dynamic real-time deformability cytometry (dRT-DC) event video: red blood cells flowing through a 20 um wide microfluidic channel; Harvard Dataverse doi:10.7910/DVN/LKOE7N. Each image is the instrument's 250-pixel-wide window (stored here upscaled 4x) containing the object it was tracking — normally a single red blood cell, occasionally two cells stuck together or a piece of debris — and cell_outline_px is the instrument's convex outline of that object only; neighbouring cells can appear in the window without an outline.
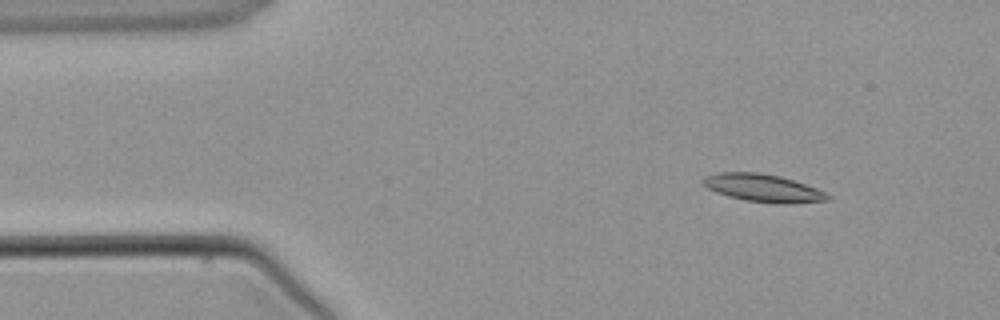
{"species": "common noctule bat (a hibernating species)", "species_latin": "Nyctalus noctula", "temperature_condition": "warm", "stored_images_in_passage": 3, "camera_frame_rate_fps": 3000, "um_per_image_px": 0.085, "animal": {"sex": "male", "body_mass_g": 21.5, "forearm_length_mm": 52.0}, "frame": {"image": 1, "passage_image": 1, "time_ms": 0.0, "image_size_px": [1000, 320], "cell_outline_px": [[832, 196], [828, 200], [788, 204], [776, 204], [744, 200], [728, 196], [716, 192], [708, 188], [704, 184], [704, 176], [720, 172], [760, 172], [780, 176], [816, 188]], "centroid_in_image_um": [64.87, 15.99], "position_along_channel_um": 20.1, "area_um2": 20.06}}
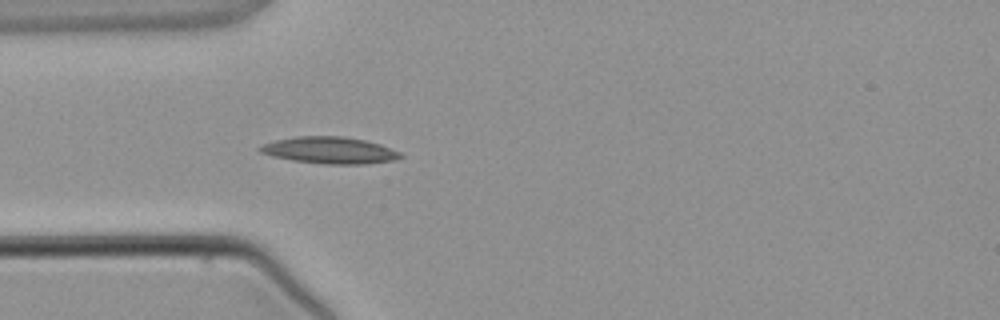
{"frame": {"image": 2, "passage_image": 3, "time_ms": 2.333, "image_size_px": [1000, 320], "cell_outline_px": [[404, 156], [396, 160], [364, 164], [324, 164], [292, 160], [272, 156], [260, 152], [256, 148], [264, 144], [276, 140], [296, 136], [344, 136], [364, 140], [380, 144], [400, 152]], "centroid_in_image_um": [28.03, 12.77], "position_along_channel_um": 57.0, "area_um2": 21.91}}